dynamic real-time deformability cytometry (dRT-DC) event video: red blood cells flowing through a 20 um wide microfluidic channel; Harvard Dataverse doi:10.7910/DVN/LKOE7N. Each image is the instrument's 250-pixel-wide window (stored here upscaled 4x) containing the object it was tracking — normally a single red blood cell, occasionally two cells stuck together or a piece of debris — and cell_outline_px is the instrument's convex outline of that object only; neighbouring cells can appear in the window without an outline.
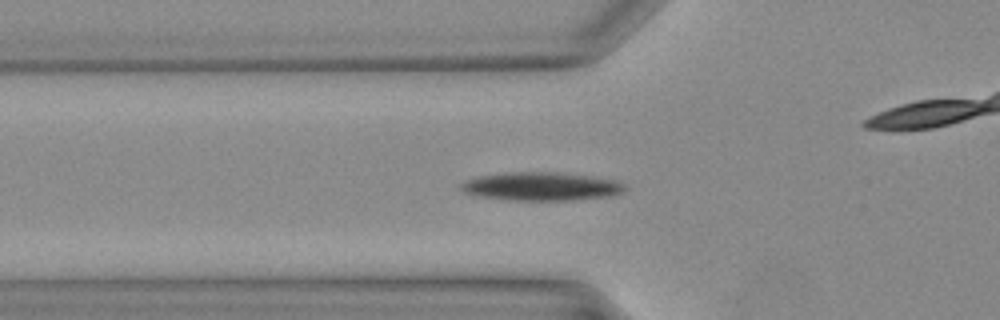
{"species": "Egyptian fruit bat (a non-hibernating species)", "species_latin": "Rousettus aegyptiacus", "temperature_condition": "warm", "stored_images_in_passage": 38, "camera_frame_rate_fps": 3000, "um_per_image_px": 0.085, "animal": {"sex": "female"}, "frame": {"image": 1, "passage_image": 12, "time_ms": 3.667, "image_size_px": [1000, 320], "cell_outline_px": [[624, 188], [620, 192], [612, 196], [572, 200], [512, 200], [480, 196], [464, 192], [460, 188], [460, 184], [464, 180], [476, 176], [504, 172], [552, 172], [584, 176], [612, 180], [620, 184]], "centroid_in_image_um": [45.87, 15.84], "position_along_channel_um": 79.9, "area_um2": 26.65}}
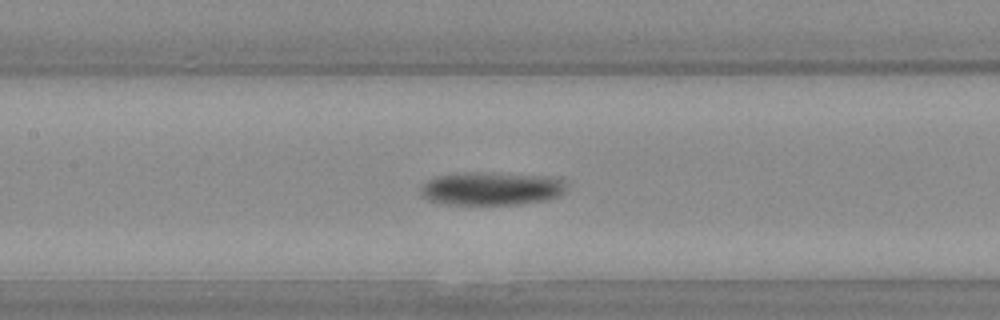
{"frame": {"image": 2, "passage_image": 17, "time_ms": 5.333, "image_size_px": [1000, 320], "cell_outline_px": [[564, 188], [556, 196], [544, 200], [516, 204], [448, 204], [428, 200], [420, 192], [420, 188], [428, 180], [436, 176], [464, 172], [492, 172], [552, 176], [564, 180]], "centroid_in_image_um": [41.73, 16.0], "position_along_channel_um": 165.7, "area_um2": 28.09}}